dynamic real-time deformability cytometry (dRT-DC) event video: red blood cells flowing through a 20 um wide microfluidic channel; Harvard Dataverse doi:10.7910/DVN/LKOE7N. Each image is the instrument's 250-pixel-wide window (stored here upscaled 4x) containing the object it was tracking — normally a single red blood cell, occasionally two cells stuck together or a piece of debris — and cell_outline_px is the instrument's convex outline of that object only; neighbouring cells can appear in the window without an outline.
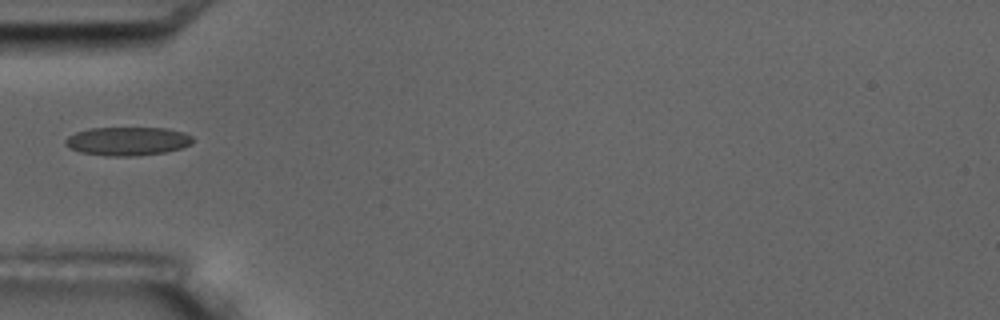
{"species": "common noctule bat (a hibernating species)", "species_latin": "Nyctalus noctula", "temperature_condition": "room temperature", "stored_images_in_passage": 9, "camera_frame_rate_fps": 3000, "um_per_image_px": 0.085, "animal": {"sex": "male", "body_mass_g": 17.5, "forearm_length_mm": 52.3}, "frame": {"image": 1, "passage_image": 6, "time_ms": 5.667, "image_size_px": [1000, 320], "cell_outline_px": [[192, 144], [180, 148], [164, 152], [136, 156], [108, 156], [80, 152], [68, 148], [64, 144], [64, 140], [68, 136], [76, 132], [88, 128], [164, 128], [184, 132], [192, 136]], "centroid_in_image_um": [10.8, 12.0], "position_along_channel_um": 74.2, "area_um2": 21.27}}
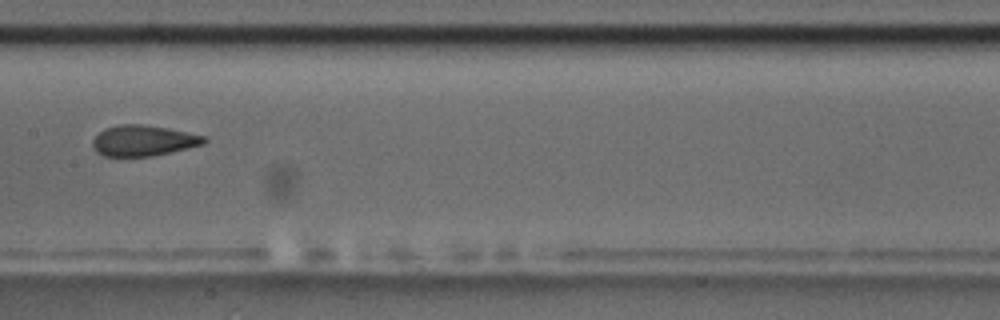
{"frame": {"image": 2, "passage_image": 9, "time_ms": 9.0, "image_size_px": [1000, 320], "cell_outline_px": [[208, 140], [204, 144], [188, 148], [152, 156], [104, 156], [96, 152], [92, 144], [92, 140], [104, 128], [120, 124], [144, 124], [168, 128], [208, 136]], "centroid_in_image_um": [12.21, 11.94], "position_along_channel_um": 195.2, "area_um2": 20.11}}